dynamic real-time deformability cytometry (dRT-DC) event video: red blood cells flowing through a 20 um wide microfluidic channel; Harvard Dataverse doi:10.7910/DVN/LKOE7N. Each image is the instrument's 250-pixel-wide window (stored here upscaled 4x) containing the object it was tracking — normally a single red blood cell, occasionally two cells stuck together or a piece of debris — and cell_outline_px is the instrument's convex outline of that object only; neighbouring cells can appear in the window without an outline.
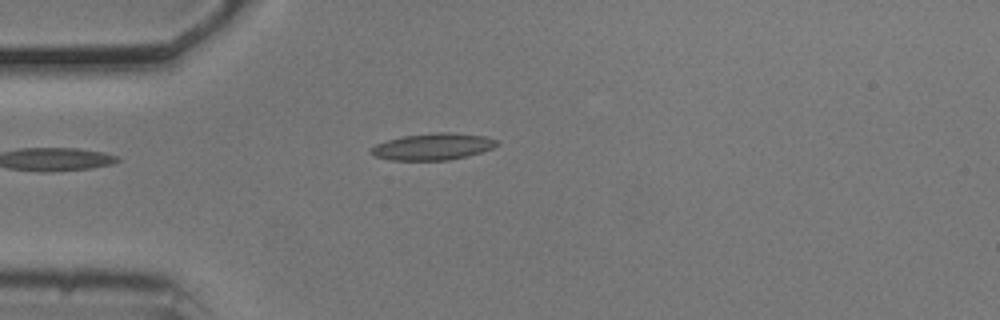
{"species": "common noctule bat (a hibernating species)", "species_latin": "Nyctalus noctula", "temperature_condition": "cold", "stored_images_in_passage": 38, "camera_frame_rate_fps": 3000, "um_per_image_px": 0.085, "animal": {"sex": "male", "body_mass_g": 20.5, "forearm_length_mm": 52.5}, "frame": {"image": 1, "passage_image": 1, "time_ms": 0.0, "image_size_px": [1000, 320], "cell_outline_px": [[500, 144], [492, 148], [468, 156], [448, 160], [388, 160], [376, 156], [368, 152], [376, 144], [388, 140], [404, 136], [436, 132], [448, 132], [484, 136], [500, 140]], "centroid_in_image_um": [36.82, 12.46], "position_along_channel_um": 48.2, "area_um2": 19.54}}
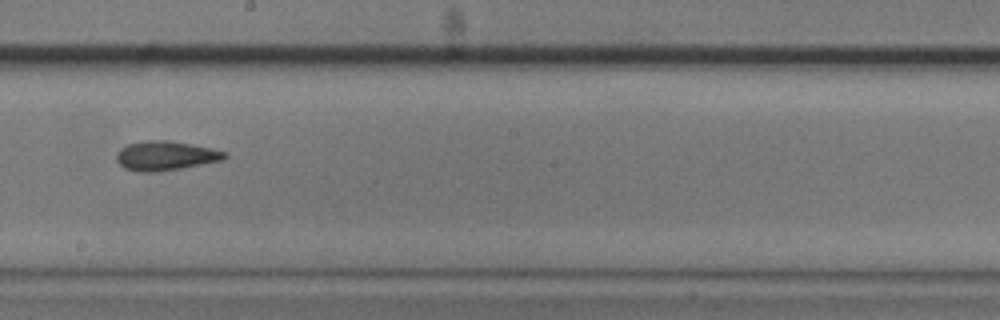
{"frame": {"image": 2, "passage_image": 17, "time_ms": 5.333, "image_size_px": [1000, 320], "cell_outline_px": [[228, 156], [224, 160], [180, 168], [156, 172], [140, 172], [124, 168], [116, 160], [116, 152], [120, 148], [128, 144], [148, 140], [168, 140], [212, 148], [228, 152]], "centroid_in_image_um": [14.08, 13.23], "position_along_channel_um": 234.1, "area_um2": 18.55}}
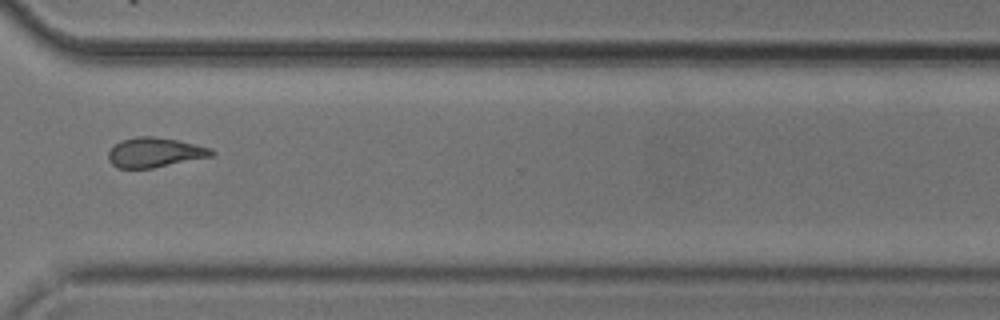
{"frame": {"image": 3, "passage_image": 27, "time_ms": 8.667, "image_size_px": [1000, 320], "cell_outline_px": [[216, 152], [212, 156], [152, 168], [116, 168], [108, 160], [108, 152], [120, 140], [136, 136], [152, 136], [176, 140], [196, 144], [212, 148]], "centroid_in_image_um": [13.15, 12.95], "position_along_channel_um": 357.4, "area_um2": 17.86}, "authors_computed_cell_mechanics": {"area_um2": 17.7446, "velocity_mm_per_s": 3.7133, "shape_relaxation_time_tau1_ms": 2.8031, "shape_relaxation_time_tau2_ms": 2.7028, "deformation_change_tau1": 0.1057, "deformation_change_tau2": 0.0863}}